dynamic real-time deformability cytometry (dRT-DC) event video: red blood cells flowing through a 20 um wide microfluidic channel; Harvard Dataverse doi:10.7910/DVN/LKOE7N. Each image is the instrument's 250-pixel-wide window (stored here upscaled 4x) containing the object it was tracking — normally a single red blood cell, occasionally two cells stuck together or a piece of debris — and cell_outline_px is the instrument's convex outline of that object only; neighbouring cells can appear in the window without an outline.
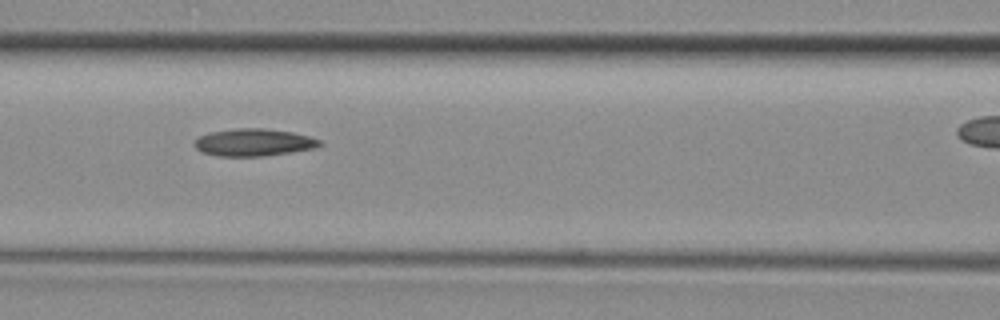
{"species": "common noctule bat (a hibernating species)", "species_latin": "Nyctalus noctula", "temperature_condition": "room temperature", "stored_images_in_passage": 23, "camera_frame_rate_fps": 3000, "um_per_image_px": 0.085, "animal": {"sex": "female", "body_mass_g": 29.2, "forearm_length_mm": 56.3}, "frame": {"image": 1, "passage_image": 6, "time_ms": 1.667, "image_size_px": [1000, 320], "cell_outline_px": [[324, 144], [316, 148], [264, 156], [220, 156], [200, 152], [192, 144], [192, 140], [208, 132], [236, 128], [264, 128], [292, 132], [308, 136], [320, 140]], "centroid_in_image_um": [21.52, 12.1], "position_along_channel_um": 145.1, "area_um2": 20.17}}
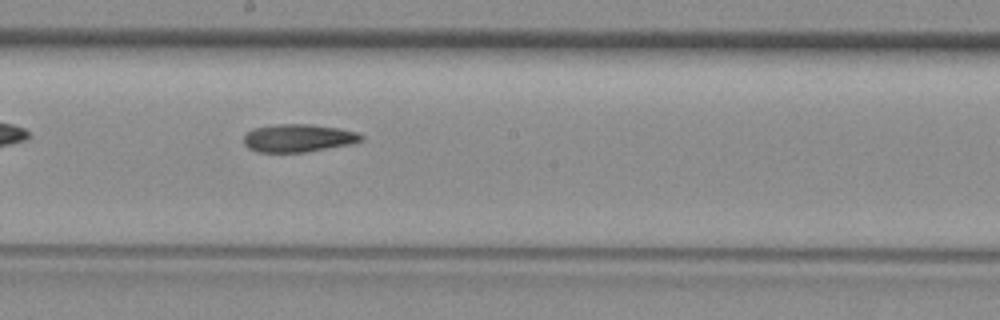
{"frame": {"image": 2, "passage_image": 11, "time_ms": 3.333, "image_size_px": [1000, 320], "cell_outline_px": [[364, 140], [352, 144], [304, 152], [256, 152], [248, 148], [244, 144], [244, 136], [252, 128], [276, 124], [308, 124], [340, 128], [356, 132], [364, 136]], "centroid_in_image_um": [25.36, 11.73], "position_along_channel_um": 222.8, "area_um2": 19.19}}
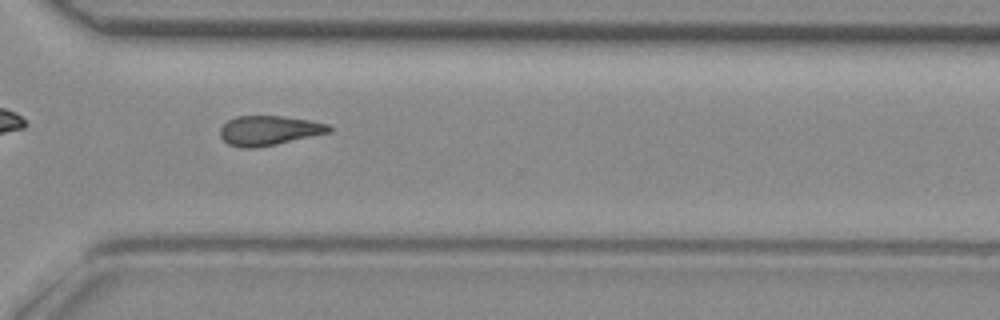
{"frame": {"image": 3, "passage_image": 19, "time_ms": 6.0, "image_size_px": [1000, 320], "cell_outline_px": [[332, 132], [276, 144], [256, 148], [240, 148], [228, 144], [220, 136], [220, 128], [228, 120], [236, 116], [280, 116], [308, 120], [328, 124], [332, 128]], "centroid_in_image_um": [22.85, 11.1], "position_along_channel_um": 347.7, "area_um2": 18.79}}